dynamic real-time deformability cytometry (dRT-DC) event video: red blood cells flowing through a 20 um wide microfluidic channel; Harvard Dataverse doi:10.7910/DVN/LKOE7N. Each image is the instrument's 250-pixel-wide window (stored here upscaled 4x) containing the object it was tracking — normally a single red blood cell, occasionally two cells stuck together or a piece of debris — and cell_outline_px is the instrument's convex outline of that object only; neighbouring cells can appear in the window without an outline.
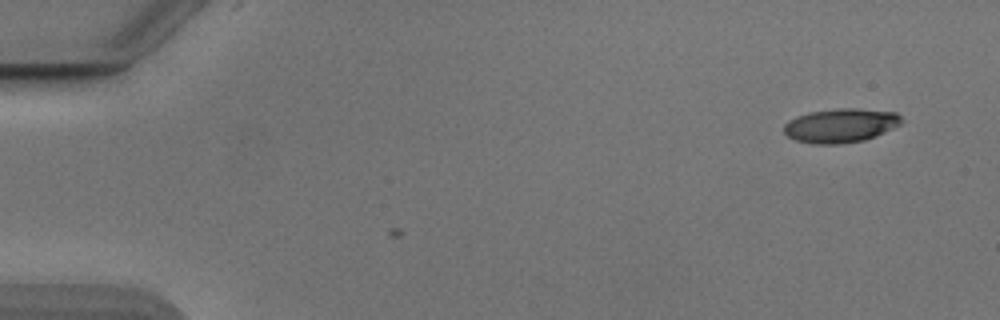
{"species": "Egyptian fruit bat (a non-hibernating species)", "species_latin": "Rousettus aegyptiacus", "temperature_condition": "cold", "stored_images_in_passage": 2, "camera_frame_rate_fps": 3000, "um_per_image_px": 0.085, "animal": {"sex": "male"}, "frame": {"image": 1, "passage_image": 2, "time_ms": 0.333, "image_size_px": [1000, 320], "cell_outline_px": [[904, 120], [900, 124], [876, 136], [864, 140], [836, 144], [812, 144], [796, 140], [788, 136], [784, 132], [784, 124], [788, 120], [796, 116], [808, 112], [840, 108], [860, 108], [896, 112]], "centroid_in_image_um": [71.45, 10.66], "position_along_channel_um": 13.6, "area_um2": 23.41}}